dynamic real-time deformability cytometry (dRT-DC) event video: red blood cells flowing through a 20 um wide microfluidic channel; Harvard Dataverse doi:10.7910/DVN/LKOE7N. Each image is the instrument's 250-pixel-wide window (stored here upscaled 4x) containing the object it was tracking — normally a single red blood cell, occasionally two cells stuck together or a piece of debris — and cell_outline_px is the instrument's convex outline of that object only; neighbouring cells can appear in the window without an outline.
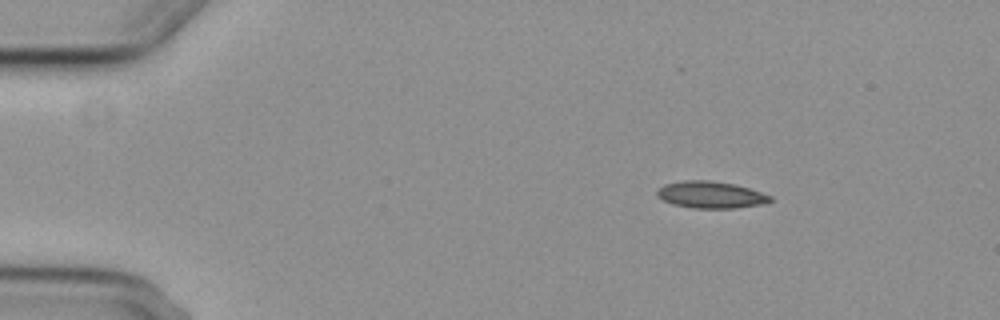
{"species": "common noctule bat (a hibernating species)", "species_latin": "Nyctalus noctula", "temperature_condition": "cold", "stored_images_in_passage": 4, "camera_frame_rate_fps": 3000, "um_per_image_px": 0.085, "animal": {"sex": "female", "body_mass_g": 29.2, "forearm_length_mm": 56.3}, "frame": {"image": 1, "passage_image": 2, "time_ms": 1.0, "image_size_px": [1000, 320], "cell_outline_px": [[772, 200], [764, 204], [732, 208], [692, 208], [672, 204], [656, 196], [656, 192], [664, 184], [684, 180], [708, 180], [732, 184], [748, 188], [772, 196]], "centroid_in_image_um": [60.39, 16.56], "position_along_channel_um": 24.6, "area_um2": 17.57}}